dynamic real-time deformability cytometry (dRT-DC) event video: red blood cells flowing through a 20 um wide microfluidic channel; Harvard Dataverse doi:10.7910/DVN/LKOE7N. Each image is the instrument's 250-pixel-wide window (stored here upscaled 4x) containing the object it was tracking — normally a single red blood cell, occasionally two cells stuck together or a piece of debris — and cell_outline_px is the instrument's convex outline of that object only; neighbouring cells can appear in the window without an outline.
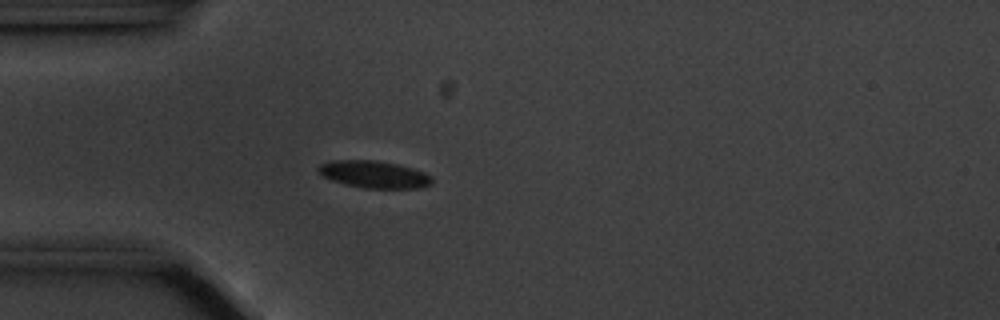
{"species": "common noctule bat (a hibernating species)", "species_latin": "Nyctalus noctula", "temperature_condition": "cold", "stored_images_in_passage": 56, "camera_frame_rate_fps": 3000, "um_per_image_px": 0.085, "animal": {"sex": "male", "body_mass_g": 20.1, "forearm_length_mm": 53.5}, "frame": {"image": 1, "passage_image": 15, "time_ms": 4.667, "image_size_px": [1000, 320], "cell_outline_px": [[432, 184], [420, 188], [364, 188], [344, 184], [332, 180], [324, 176], [316, 168], [320, 164], [332, 160], [376, 160], [396, 164], [412, 168], [424, 172], [432, 176]], "centroid_in_image_um": [31.81, 14.82], "position_along_channel_um": 53.2, "area_um2": 17.98}}
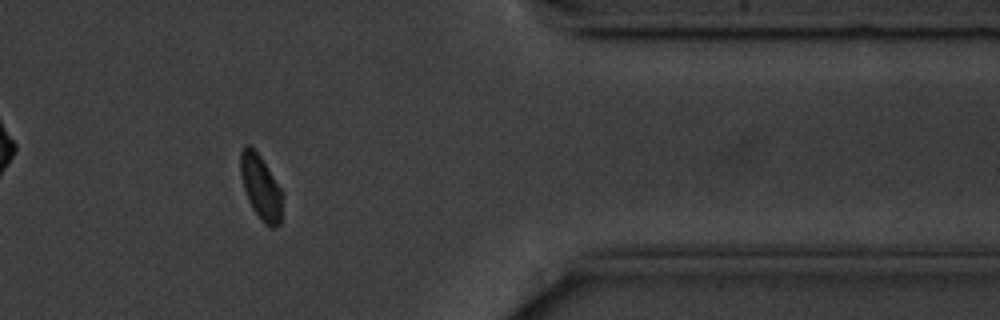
{"frame": {"image": 2, "passage_image": 46, "time_ms": 15.0, "image_size_px": [1000, 320], "cell_outline_px": [[284, 196], [280, 224], [276, 228], [272, 228], [264, 224], [260, 220], [252, 208], [248, 200], [244, 188], [240, 172], [240, 152], [244, 144], [248, 144], [260, 156], [284, 192]], "centroid_in_image_um": [22.2, 15.96], "position_along_channel_um": 389.2, "area_um2": 16.13}}
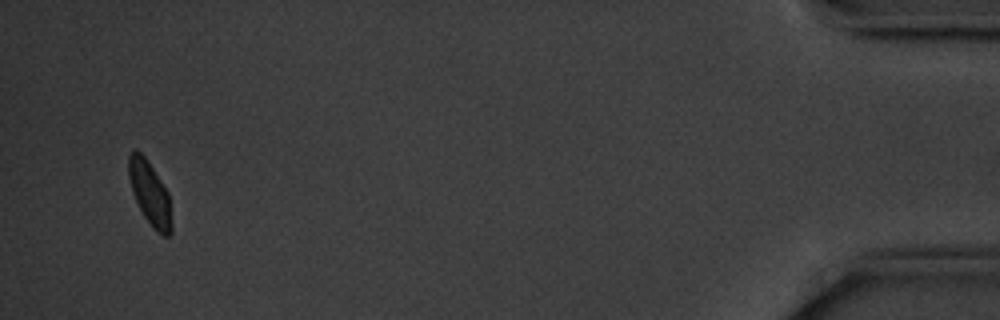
{"frame": {"image": 3, "passage_image": 54, "time_ms": 17.667, "image_size_px": [1000, 320], "cell_outline_px": [[172, 232], [168, 236], [164, 236], [156, 232], [152, 228], [144, 216], [132, 192], [128, 176], [128, 156], [132, 148], [136, 148], [148, 160], [168, 192], [172, 224]], "centroid_in_image_um": [12.73, 16.41], "position_along_channel_um": 422.5, "area_um2": 16.13}, "authors_computed_cell_mechanics": {"area_um2": 17.2244, "velocity_mm_per_s": 3.5114, "shape_relaxation_time_tau1_ms": 1.8376, "shape_relaxation_time_tau2_ms": null, "deformation_change_tau1": 0.0875, "deformation_change_tau2": null}}